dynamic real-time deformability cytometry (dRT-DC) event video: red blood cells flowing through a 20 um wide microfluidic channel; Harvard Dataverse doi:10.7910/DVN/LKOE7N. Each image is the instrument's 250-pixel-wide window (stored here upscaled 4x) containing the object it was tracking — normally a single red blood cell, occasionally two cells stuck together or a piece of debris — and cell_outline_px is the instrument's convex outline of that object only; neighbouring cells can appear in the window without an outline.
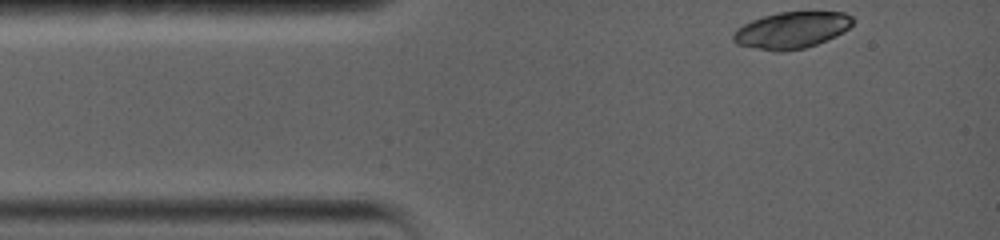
{"species": "common noctule bat (a hibernating species)", "species_latin": "Nyctalus noctula", "temperature_condition": "warm", "stored_images_in_passage": 9, "camera_frame_rate_fps": 5000, "um_per_image_px": 0.085, "animal": {"sex": "female", "body_mass_g": 19.0, "forearm_length_mm": 56.7}, "frame": {"image": 1, "passage_image": 1, "time_ms": 0.0, "image_size_px": [1000, 240], "cell_outline_px": [[852, 24], [844, 32], [836, 36], [816, 44], [804, 48], [784, 52], [776, 52], [736, 44], [732, 40], [732, 36], [736, 28], [752, 20], [764, 16], [780, 12], [844, 12], [852, 16]], "centroid_in_image_um": [67.27, 2.57], "position_along_channel_um": 17.7, "area_um2": 25.43}}